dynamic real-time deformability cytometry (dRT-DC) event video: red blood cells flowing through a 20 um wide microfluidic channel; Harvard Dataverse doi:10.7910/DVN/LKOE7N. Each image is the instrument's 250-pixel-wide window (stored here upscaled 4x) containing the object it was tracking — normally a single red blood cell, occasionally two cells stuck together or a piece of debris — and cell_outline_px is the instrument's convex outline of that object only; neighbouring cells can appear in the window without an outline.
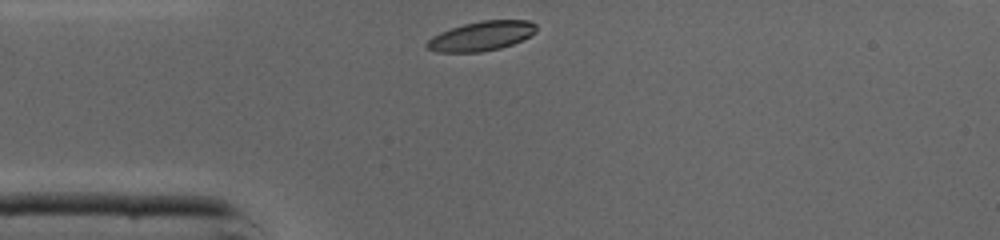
{"species": "common noctule bat (a hibernating species)", "species_latin": "Nyctalus noctula", "temperature_condition": "cold", "stored_images_in_passage": 26, "camera_frame_rate_fps": 3000, "um_per_image_px": 0.085, "animal": {"sex": "male", "body_mass_g": 19.0, "forearm_length_mm": 50.8}, "frame": {"image": 1, "passage_image": 1, "time_ms": 0.0, "image_size_px": [1000, 240], "cell_outline_px": [[536, 32], [512, 44], [500, 48], [480, 52], [436, 52], [424, 48], [424, 44], [432, 36], [440, 32], [464, 24], [480, 20], [528, 20], [536, 24]], "centroid_in_image_um": [40.87, 3.06], "position_along_channel_um": 44.1, "area_um2": 18.79}}
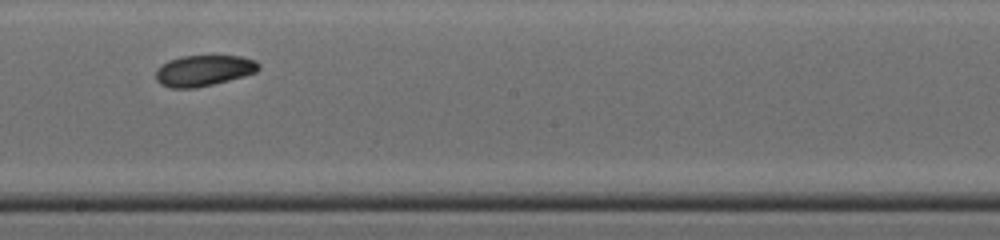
{"frame": {"image": 2, "passage_image": 15, "time_ms": 4.667, "image_size_px": [1000, 240], "cell_outline_px": [[260, 68], [256, 72], [244, 76], [196, 88], [172, 88], [160, 84], [156, 80], [156, 68], [160, 64], [168, 60], [180, 56], [240, 56], [256, 60], [260, 64]], "centroid_in_image_um": [17.29, 5.99], "position_along_channel_um": 230.9, "area_um2": 18.67}}
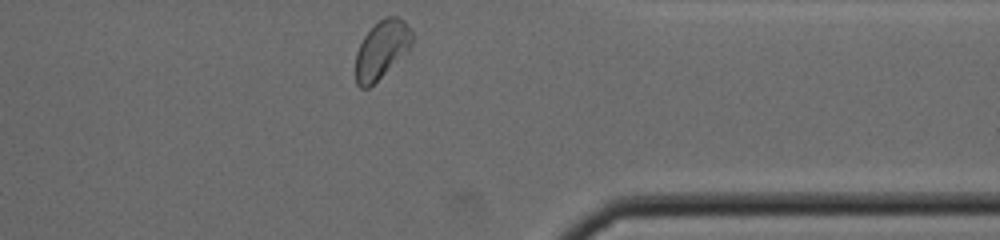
{"frame": {"image": 3, "passage_image": 26, "time_ms": 8.333, "image_size_px": [1000, 240], "cell_outline_px": [[412, 40], [408, 48], [368, 88], [360, 88], [356, 84], [356, 52], [364, 36], [384, 16], [396, 16], [404, 20], [412, 32]], "centroid_in_image_um": [32.4, 4.18], "position_along_channel_um": 379.0, "area_um2": 18.26}, "authors_computed_cell_mechanics": {"area_um2": 18.6983, "velocity_mm_per_s": 4.3201, "shape_relaxation_time_tau1_ms": 2.1592, "shape_relaxation_time_tau2_ms": 3.9398, "deformation_change_tau1": 0.1105, "deformation_change_tau2": 0.0668}}